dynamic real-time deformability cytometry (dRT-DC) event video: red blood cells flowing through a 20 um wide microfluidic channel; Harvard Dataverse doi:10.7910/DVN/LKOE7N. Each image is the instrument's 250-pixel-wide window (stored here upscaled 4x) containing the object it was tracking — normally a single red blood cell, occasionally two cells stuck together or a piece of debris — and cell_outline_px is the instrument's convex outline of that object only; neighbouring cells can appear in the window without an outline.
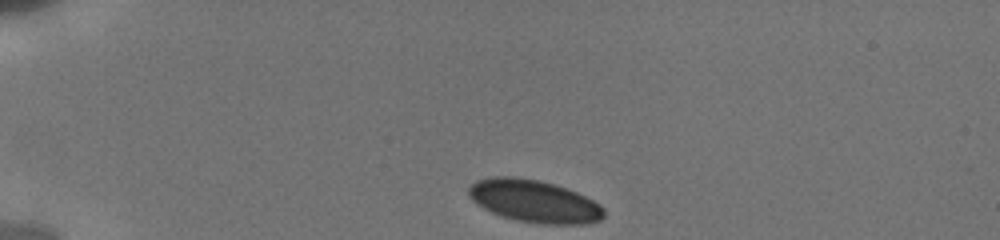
{"species": "human", "species_latin": "Homo sapiens", "temperature_condition": "cold", "stored_images_in_passage": 29, "camera_frame_rate_fps": 3000, "um_per_image_px": 0.085, "donor": {"sex": "male"}, "frame": {"image": 1, "passage_image": 1, "time_ms": 0.0, "image_size_px": [1000, 240], "cell_outline_px": [[604, 216], [600, 220], [588, 224], [536, 224], [516, 220], [492, 212], [476, 204], [472, 200], [468, 192], [468, 188], [476, 180], [492, 176], [512, 176], [540, 180], [576, 192], [600, 204], [604, 208]], "centroid_in_image_um": [45.4, 17.1], "position_along_channel_um": 39.6, "area_um2": 33.47}}
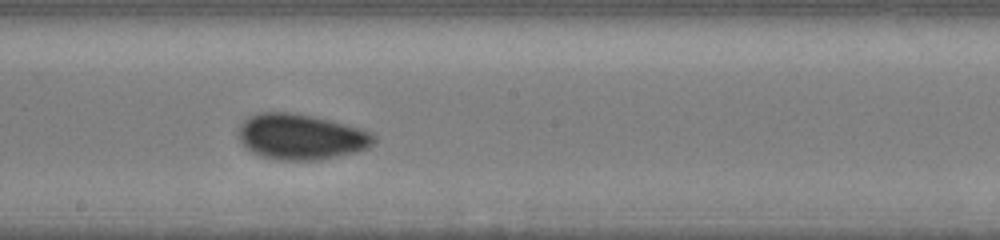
{"frame": {"image": 2, "passage_image": 13, "time_ms": 6.333, "image_size_px": [1000, 240], "cell_outline_px": [[376, 140], [368, 148], [356, 152], [320, 160], [280, 160], [260, 156], [252, 152], [240, 140], [240, 124], [248, 116], [260, 112], [292, 112], [332, 120], [360, 128], [372, 132], [376, 136]], "centroid_in_image_um": [25.62, 11.62], "position_along_channel_um": 222.6, "area_um2": 36.07}}
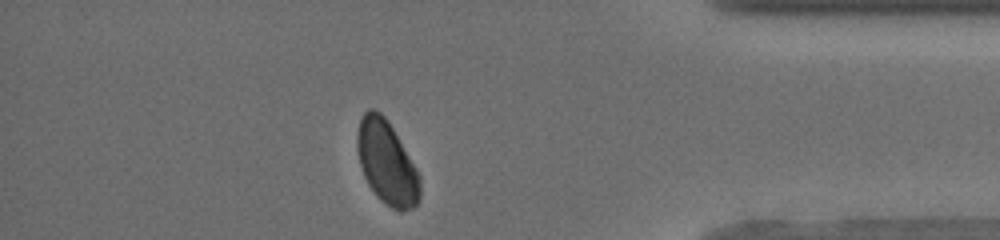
{"frame": {"image": 3, "passage_image": 25, "time_ms": 11.667, "image_size_px": [1000, 240], "cell_outline_px": [[420, 200], [412, 208], [400, 212], [392, 208], [380, 200], [376, 196], [368, 184], [364, 176], [360, 164], [356, 148], [356, 132], [360, 120], [364, 112], [368, 108], [372, 108], [380, 112], [388, 120], [416, 168], [420, 176]], "centroid_in_image_um": [32.86, 13.82], "position_along_channel_um": 402.3, "area_um2": 30.69}, "authors_computed_cell_mechanics": {"area_um2": 34.3332, "velocity_mm_per_s": 3.8142, "shape_relaxation_time_tau1_ms": 6.645, "shape_relaxation_time_tau2_ms": null, "deformation_change_tau1": 0.058, "deformation_change_tau2": null}}